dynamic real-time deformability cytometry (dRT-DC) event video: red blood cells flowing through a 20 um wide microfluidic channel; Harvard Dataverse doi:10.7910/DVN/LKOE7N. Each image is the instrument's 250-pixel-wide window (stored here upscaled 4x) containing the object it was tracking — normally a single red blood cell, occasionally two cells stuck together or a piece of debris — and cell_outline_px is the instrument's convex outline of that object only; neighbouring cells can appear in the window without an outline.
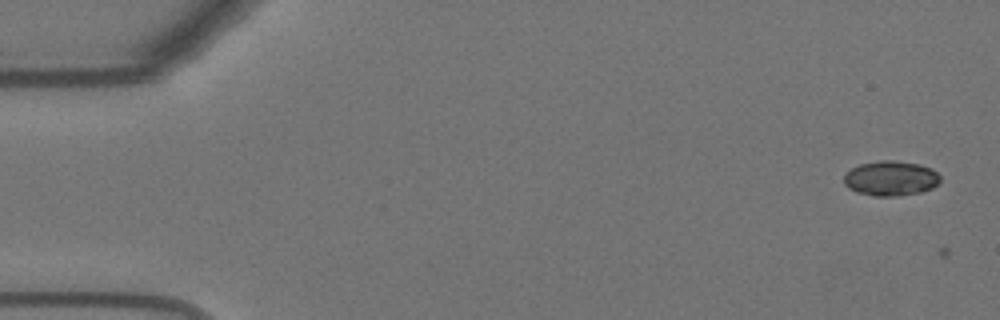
{"species": "Egyptian fruit bat (a non-hibernating species)", "species_latin": "Rousettus aegyptiacus", "temperature_condition": "warm", "stored_images_in_passage": 3, "camera_frame_rate_fps": 3000, "um_per_image_px": 0.085, "animal": {"sex": "female"}, "frame": {"image": 1, "passage_image": 2, "time_ms": 0.333, "image_size_px": [1000, 320], "cell_outline_px": [[940, 180], [932, 188], [920, 192], [900, 196], [872, 196], [856, 192], [848, 188], [844, 184], [844, 176], [852, 168], [860, 164], [880, 160], [892, 160], [920, 164], [932, 168], [940, 176]], "centroid_in_image_um": [75.71, 15.16], "position_along_channel_um": 9.3, "area_um2": 19.65}}